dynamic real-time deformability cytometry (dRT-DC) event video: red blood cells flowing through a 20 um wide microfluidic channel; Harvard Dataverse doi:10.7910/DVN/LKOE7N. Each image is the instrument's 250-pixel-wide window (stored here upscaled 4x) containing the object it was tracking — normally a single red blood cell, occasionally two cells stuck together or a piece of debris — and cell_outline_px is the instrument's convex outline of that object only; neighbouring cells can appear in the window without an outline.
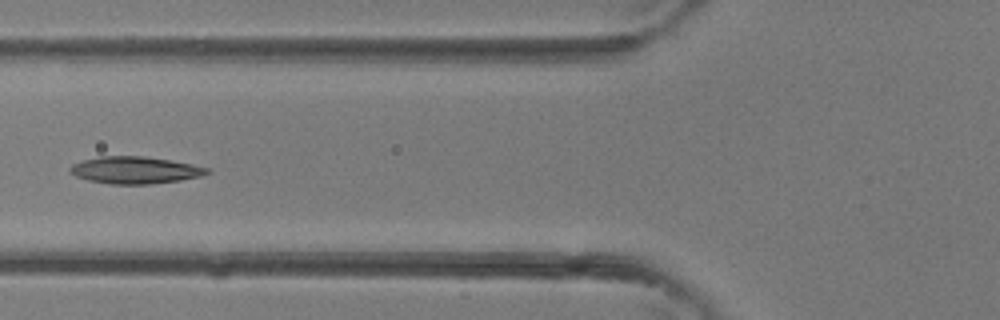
{"species": "common noctule bat (a hibernating species)", "species_latin": "Nyctalus noctula", "temperature_condition": "room temperature", "stored_images_in_passage": 4, "camera_frame_rate_fps": 3000, "um_per_image_px": 0.085, "animal": {"sex": "female"}, "frame": {"image": 1, "passage_image": 4, "time_ms": 1.0, "image_size_px": [1000, 320], "cell_outline_px": [[212, 172], [200, 176], [180, 180], [148, 184], [112, 184], [88, 180], [76, 176], [68, 172], [68, 168], [72, 164], [84, 160], [100, 156], [144, 156], [192, 164], [208, 168]], "centroid_in_image_um": [11.45, 14.46], "position_along_channel_um": 114.4, "area_um2": 21.5}}